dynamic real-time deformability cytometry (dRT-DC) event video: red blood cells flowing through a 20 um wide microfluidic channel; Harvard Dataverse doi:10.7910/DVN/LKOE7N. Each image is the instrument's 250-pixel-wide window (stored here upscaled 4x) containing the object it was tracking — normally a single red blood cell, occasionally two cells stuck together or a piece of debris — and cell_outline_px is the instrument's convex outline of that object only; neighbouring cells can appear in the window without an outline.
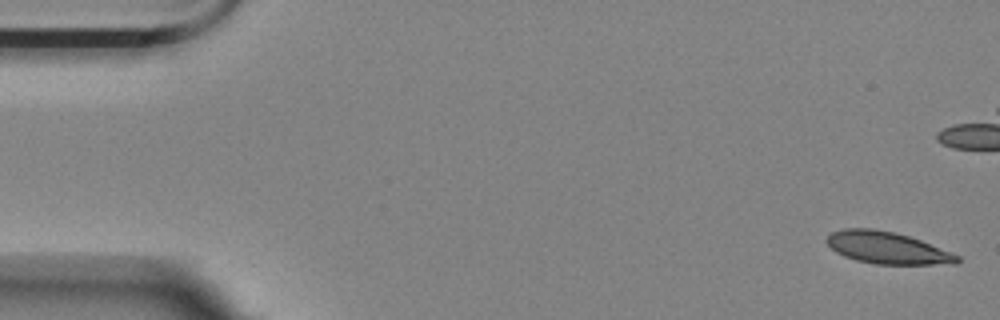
{"species": "Egyptian fruit bat (a non-hibernating species)", "species_latin": "Rousettus aegyptiacus", "temperature_condition": "room temperature", "stored_images_in_passage": 57, "camera_frame_rate_fps": 3000, "um_per_image_px": 0.085, "animal": {"sex": "female"}, "frame": {"image": 1, "passage_image": 1, "time_ms": 0.0, "image_size_px": [1000, 320], "cell_outline_px": [[960, 260], [956, 264], [876, 264], [856, 260], [844, 256], [836, 252], [824, 240], [832, 232], [844, 228], [872, 228], [896, 232], [920, 240], [960, 256]], "centroid_in_image_um": [75.39, 21.06], "position_along_channel_um": 9.6, "area_um2": 24.22}}
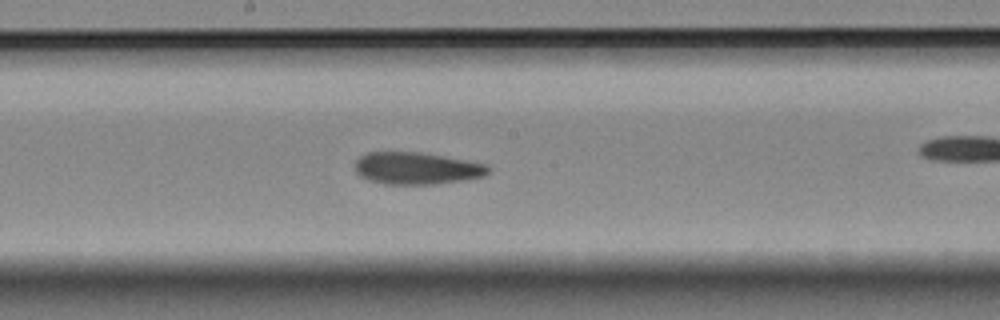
{"frame": {"image": 2, "passage_image": 29, "time_ms": 9.333, "image_size_px": [1000, 320], "cell_outline_px": [[492, 172], [484, 176], [464, 180], [436, 184], [384, 184], [368, 180], [360, 176], [356, 172], [356, 160], [360, 156], [368, 152], [420, 152], [464, 160], [484, 164], [492, 168]], "centroid_in_image_um": [35.42, 14.31], "position_along_channel_um": 212.8, "area_um2": 24.91}}
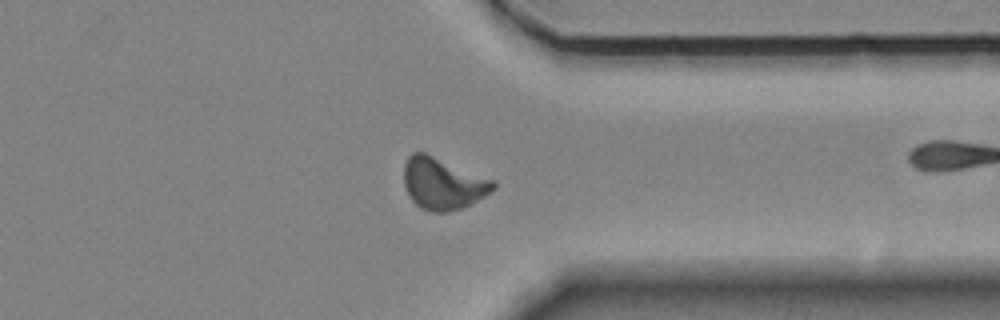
{"frame": {"image": 3, "passage_image": 43, "time_ms": 14.0, "image_size_px": [1000, 320], "cell_outline_px": [[496, 188], [492, 192], [464, 208], [448, 212], [432, 212], [420, 208], [408, 196], [404, 184], [404, 164], [408, 156], [412, 152], [424, 152], [492, 180], [496, 184]], "centroid_in_image_um": [37.62, 15.63], "position_along_channel_um": 373.8, "area_um2": 26.88}, "authors_computed_cell_mechanics": {"area_um2": 25.0274, "velocity_mm_per_s": 3.5219, "shape_relaxation_time_tau1_ms": null, "shape_relaxation_time_tau2_ms": 6.1633, "deformation_change_tau1": null, "deformation_change_tau2": 0.1428}}